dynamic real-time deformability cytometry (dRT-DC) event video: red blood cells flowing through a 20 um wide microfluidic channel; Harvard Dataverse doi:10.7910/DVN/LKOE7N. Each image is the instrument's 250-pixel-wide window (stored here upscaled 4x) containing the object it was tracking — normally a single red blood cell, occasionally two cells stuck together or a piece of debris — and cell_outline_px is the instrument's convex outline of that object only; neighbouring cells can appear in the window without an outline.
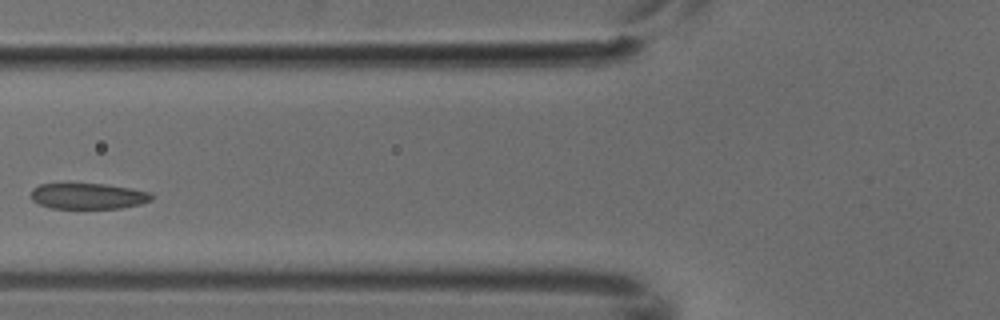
{"species": "common noctule bat (a hibernating species)", "species_latin": "Nyctalus noctula", "temperature_condition": "cold", "stored_images_in_passage": 4, "camera_frame_rate_fps": 3000, "um_per_image_px": 0.085, "animal": {"sex": "male", "body_mass_g": 18.8}, "frame": {"image": 1, "passage_image": 4, "time_ms": 1.0, "image_size_px": [1000, 320], "cell_outline_px": [[156, 196], [152, 200], [140, 204], [120, 208], [52, 208], [40, 204], [32, 200], [32, 188], [40, 184], [104, 184], [152, 192]], "centroid_in_image_um": [7.54, 16.67], "position_along_channel_um": 118.3, "area_um2": 18.09}}